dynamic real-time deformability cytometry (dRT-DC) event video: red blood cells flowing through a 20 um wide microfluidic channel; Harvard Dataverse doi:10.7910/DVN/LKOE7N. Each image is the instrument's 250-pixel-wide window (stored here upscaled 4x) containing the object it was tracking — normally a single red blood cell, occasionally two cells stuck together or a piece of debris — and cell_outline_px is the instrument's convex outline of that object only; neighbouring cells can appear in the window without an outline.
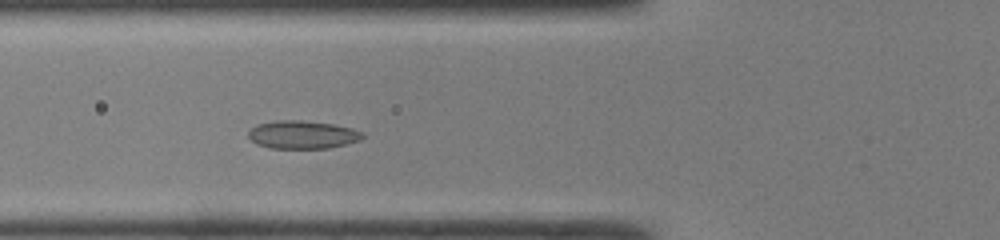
{"species": "common noctule bat (a hibernating species)", "species_latin": "Nyctalus noctula", "temperature_condition": "room temperature", "stored_images_in_passage": 40, "camera_frame_rate_fps": 3000, "um_per_image_px": 0.085, "animal": {"sex": "male", "body_mass_g": 19.0, "forearm_length_mm": 50.8}, "frame": {"image": 1, "passage_image": 11, "time_ms": 3.333, "image_size_px": [1000, 240], "cell_outline_px": [[364, 136], [360, 140], [328, 148], [268, 148], [256, 144], [248, 136], [248, 132], [256, 124], [276, 120], [300, 120], [332, 124], [352, 128], [364, 132]], "centroid_in_image_um": [25.69, 11.44], "position_along_channel_um": 100.1, "area_um2": 18.67}}
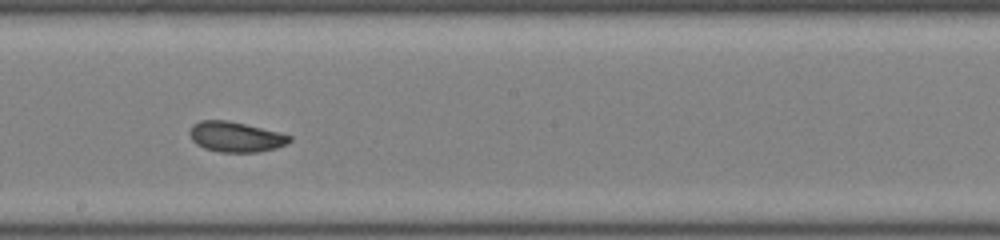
{"frame": {"image": 2, "passage_image": 20, "time_ms": 6.333, "image_size_px": [1000, 240], "cell_outline_px": [[292, 140], [288, 144], [276, 148], [256, 152], [220, 152], [204, 148], [196, 144], [192, 140], [188, 132], [192, 124], [200, 120], [228, 120], [280, 132], [292, 136]], "centroid_in_image_um": [20.03, 11.62], "position_along_channel_um": 228.2, "area_um2": 17.8}}
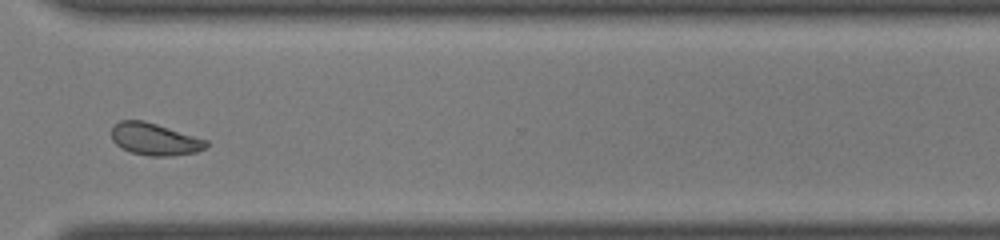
{"frame": {"image": 3, "passage_image": 29, "time_ms": 9.333, "image_size_px": [1000, 240], "cell_outline_px": [[208, 144], [204, 148], [196, 152], [172, 156], [148, 156], [132, 152], [120, 148], [112, 140], [112, 124], [120, 120], [144, 120], [208, 140]], "centroid_in_image_um": [13.12, 11.82], "position_along_channel_um": 357.5, "area_um2": 17.8}, "authors_computed_cell_mechanics": {"area_um2": 18.3226, "velocity_mm_per_s": 4.2749, "shape_relaxation_time_tau1_ms": 4.5299, "shape_relaxation_time_tau2_ms": 0.9781, "deformation_change_tau1": 0.0907, "deformation_change_tau2": 0.04}}